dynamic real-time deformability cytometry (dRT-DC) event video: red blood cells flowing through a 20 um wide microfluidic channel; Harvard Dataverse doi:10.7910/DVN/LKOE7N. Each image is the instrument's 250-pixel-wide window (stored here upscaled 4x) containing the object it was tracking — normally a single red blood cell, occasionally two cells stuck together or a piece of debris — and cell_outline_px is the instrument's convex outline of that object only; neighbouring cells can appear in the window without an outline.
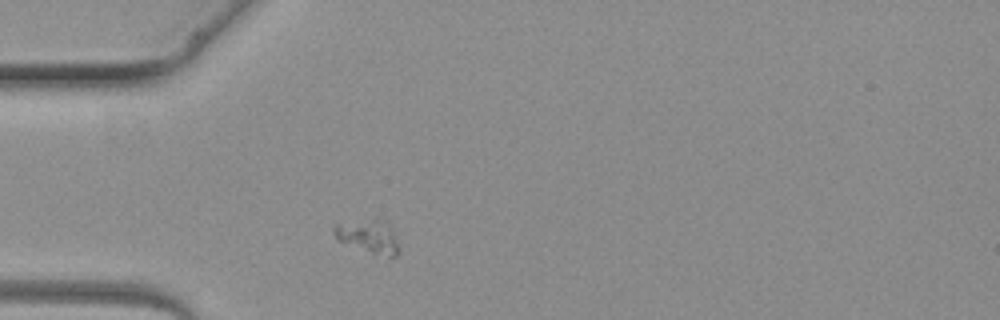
{"species": "common noctule bat (a hibernating species)", "species_latin": "Nyctalus noctula", "temperature_condition": "warm", "stored_images_in_passage": 1, "camera_frame_rate_fps": 3000, "um_per_image_px": 0.085, "animal": {"sex": "female", "body_mass_g": 19.3, "forearm_length_mm": 54.1}, "frame": {"image": 1, "passage_image": 1, "time_ms": 0.0, "image_size_px": [1000, 320], "cell_outline_px": [[400, 252], [396, 256], [388, 256], [372, 252], [336, 240], [332, 232], [332, 228], [336, 224], [372, 220], [384, 220], [388, 224], [396, 240]], "centroid_in_image_um": [31.29, 20.1], "position_along_channel_um": 53.7, "area_um2": 12.02}}